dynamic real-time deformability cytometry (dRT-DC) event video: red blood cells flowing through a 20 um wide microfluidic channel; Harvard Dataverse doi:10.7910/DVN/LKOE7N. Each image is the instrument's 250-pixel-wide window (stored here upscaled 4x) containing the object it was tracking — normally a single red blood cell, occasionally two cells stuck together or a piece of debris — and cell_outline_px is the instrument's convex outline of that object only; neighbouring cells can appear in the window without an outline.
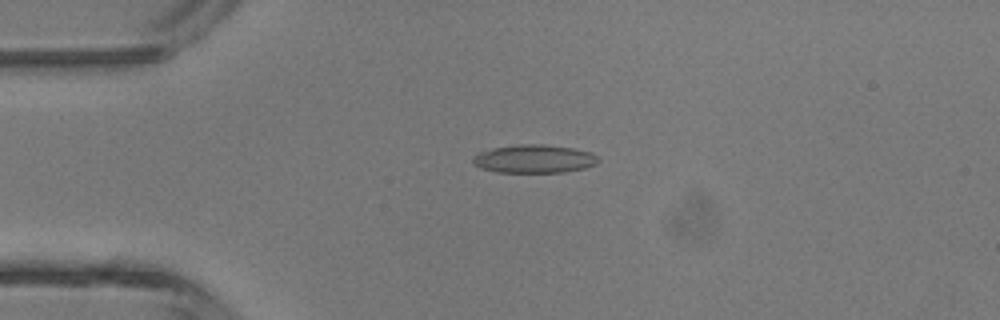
{"species": "common noctule bat (a hibernating species)", "species_latin": "Nyctalus noctula", "temperature_condition": "room temperature", "stored_images_in_passage": 4, "camera_frame_rate_fps": 3000, "um_per_image_px": 0.085, "animal": {"sex": "male", "body_mass_g": 13.3}, "frame": {"image": 1, "passage_image": 3, "time_ms": 2.333, "image_size_px": [1000, 320], "cell_outline_px": [[600, 160], [596, 164], [584, 168], [564, 172], [496, 172], [480, 168], [472, 160], [472, 156], [480, 152], [492, 148], [520, 144], [544, 144], [572, 148], [592, 152]], "centroid_in_image_um": [45.41, 13.5], "position_along_channel_um": 39.6, "area_um2": 20.63}}